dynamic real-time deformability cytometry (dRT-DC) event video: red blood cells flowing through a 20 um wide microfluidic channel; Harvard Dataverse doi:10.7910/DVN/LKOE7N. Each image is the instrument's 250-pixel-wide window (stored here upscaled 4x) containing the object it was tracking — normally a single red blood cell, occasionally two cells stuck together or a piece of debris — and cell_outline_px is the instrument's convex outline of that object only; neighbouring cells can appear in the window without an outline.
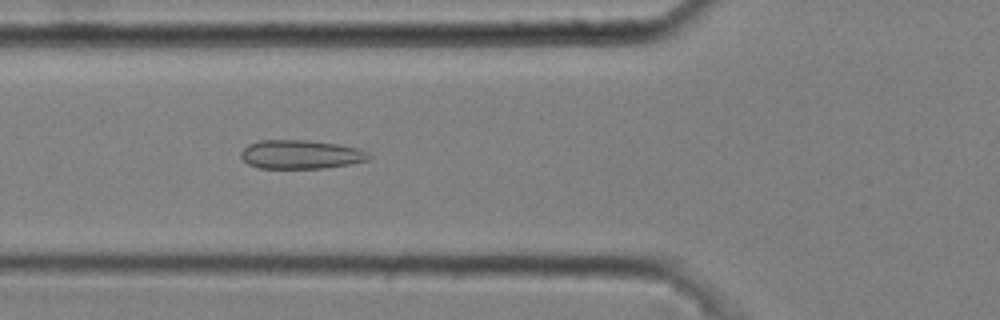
{"species": "common noctule bat (a hibernating species)", "species_latin": "Nyctalus noctula", "temperature_condition": "cold", "stored_images_in_passage": 5, "camera_frame_rate_fps": 3000, "um_per_image_px": 0.085, "animal": {"sex": "male", "body_mass_g": 20.4}, "frame": {"image": 1, "passage_image": 5, "time_ms": 1.333, "image_size_px": [1000, 320], "cell_outline_px": [[372, 156], [368, 160], [352, 164], [324, 168], [260, 168], [248, 164], [240, 156], [240, 152], [248, 144], [256, 140], [312, 140], [336, 144], [356, 148], [368, 152]], "centroid_in_image_um": [25.55, 13.12], "position_along_channel_um": 100.2, "area_um2": 21.62}}